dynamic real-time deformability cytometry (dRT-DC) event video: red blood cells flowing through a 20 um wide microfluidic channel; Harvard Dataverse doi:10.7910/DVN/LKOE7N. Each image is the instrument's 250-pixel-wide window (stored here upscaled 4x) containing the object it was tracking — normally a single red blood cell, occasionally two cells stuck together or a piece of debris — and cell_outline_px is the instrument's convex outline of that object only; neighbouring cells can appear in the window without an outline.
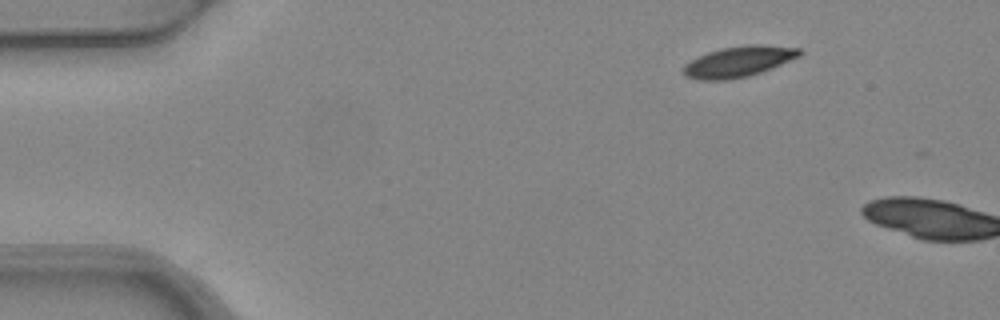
{"species": "common noctule bat (a hibernating species)", "species_latin": "Nyctalus noctula", "temperature_condition": "warm", "stored_images_in_passage": 2, "camera_frame_rate_fps": 3000, "um_per_image_px": 0.085, "animal": {"sex": "female", "body_mass_g": 24.6, "forearm_length_mm": 56.2}, "frame": {"image": 1, "passage_image": 1, "time_ms": 0.0, "image_size_px": [1000, 320], "cell_outline_px": [[804, 52], [800, 56], [772, 68], [748, 76], [724, 80], [700, 80], [684, 76], [684, 64], [708, 52], [720, 48], [748, 44], [764, 44], [800, 48]], "centroid_in_image_um": [62.82, 5.22], "position_along_channel_um": 22.2, "area_um2": 20.81}}